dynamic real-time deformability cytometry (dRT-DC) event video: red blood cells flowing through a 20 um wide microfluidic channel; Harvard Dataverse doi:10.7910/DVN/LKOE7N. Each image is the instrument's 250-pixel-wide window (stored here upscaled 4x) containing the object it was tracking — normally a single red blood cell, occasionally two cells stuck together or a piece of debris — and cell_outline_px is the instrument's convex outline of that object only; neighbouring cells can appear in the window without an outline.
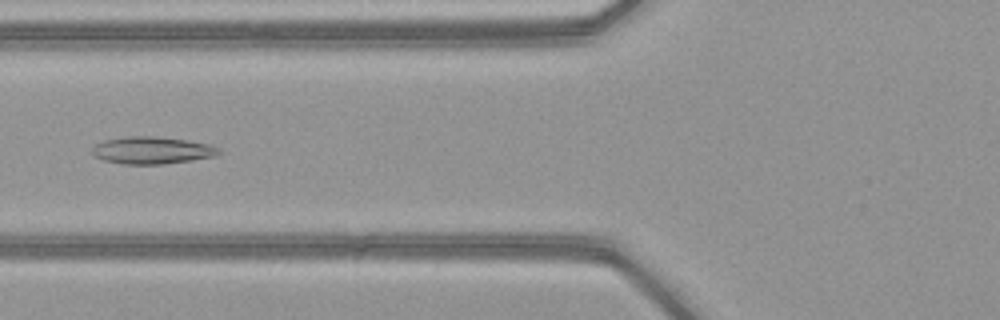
{"species": "common noctule bat (a hibernating species)", "species_latin": "Nyctalus noctula", "temperature_condition": "warm", "stored_images_in_passage": 47, "camera_frame_rate_fps": 3000, "um_per_image_px": 0.085, "animal": {"sex": "female", "body_mass_g": 21.9}, "frame": {"image": 1, "passage_image": 17, "time_ms": 5.333, "image_size_px": [1000, 320], "cell_outline_px": [[220, 152], [216, 156], [192, 160], [164, 164], [124, 164], [104, 160], [92, 156], [92, 148], [96, 144], [104, 140], [128, 136], [156, 136], [184, 140], [208, 144], [220, 148]], "centroid_in_image_um": [12.9, 12.78], "position_along_channel_um": 112.9, "area_um2": 20.06}}
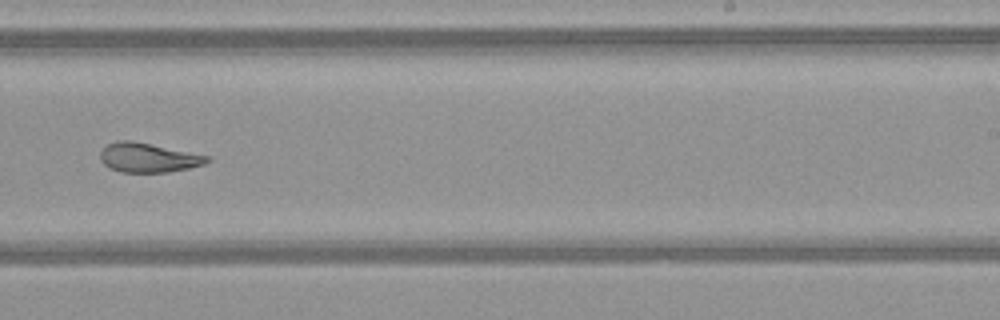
{"frame": {"image": 2, "passage_image": 29, "time_ms": 9.333, "image_size_px": [1000, 320], "cell_outline_px": [[212, 160], [204, 164], [188, 168], [168, 172], [120, 172], [104, 164], [100, 160], [100, 152], [108, 144], [116, 140], [132, 140], [212, 156]], "centroid_in_image_um": [12.64, 13.39], "position_along_channel_um": 276.4, "area_um2": 18.38}}
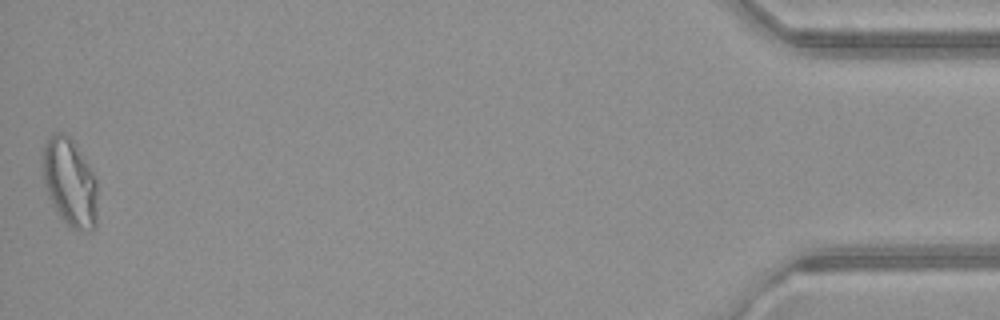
{"frame": {"image": 3, "passage_image": 47, "time_ms": 15.333, "image_size_px": [1000, 320], "cell_outline_px": [[96, 228], [92, 232], [88, 232], [68, 228], [56, 212], [48, 196], [44, 184], [40, 160], [44, 144], [56, 132], [64, 132], [72, 140], [96, 176]], "centroid_in_image_um": [5.91, 15.55], "position_along_channel_um": 429.3, "area_um2": 28.67}, "authors_computed_cell_mechanics": {"area_um2": 21.6172, "velocity_mm_per_s": 4.0812, "shape_relaxation_time_tau1_ms": null, "shape_relaxation_time_tau2_ms": 1.9701, "deformation_change_tau1": null, "deformation_change_tau2": 0.0796}}